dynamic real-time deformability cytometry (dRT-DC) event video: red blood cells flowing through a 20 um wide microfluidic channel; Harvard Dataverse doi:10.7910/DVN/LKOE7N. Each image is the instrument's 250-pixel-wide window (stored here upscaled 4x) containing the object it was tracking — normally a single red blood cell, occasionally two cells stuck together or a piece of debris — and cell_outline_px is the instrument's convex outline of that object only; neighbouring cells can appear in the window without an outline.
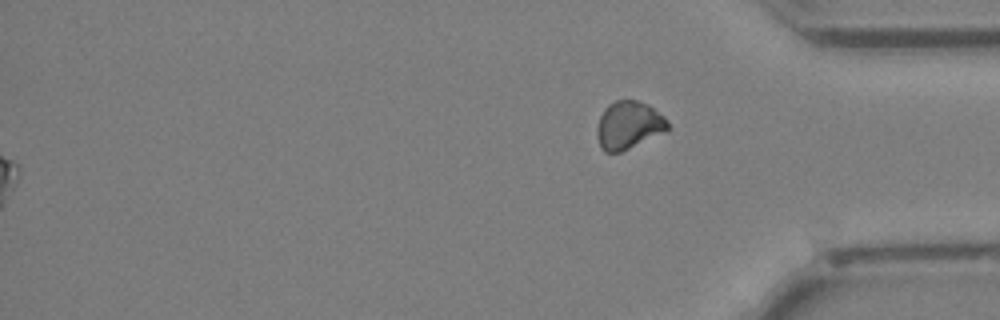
{"species": "Egyptian fruit bat (a non-hibernating species)", "species_latin": "Rousettus aegyptiacus", "temperature_condition": "cold", "stored_images_in_passage": 43, "segment_of_instrument_passage": [2, 2], "camera_frame_rate_fps": 3000, "um_per_image_px": 0.085, "animal": {"sex": "female"}, "frame": {"image": 1, "passage_image": 43, "time_ms": 14.0, "image_size_px": [1000, 320], "cell_outline_px": [[668, 132], [620, 152], [604, 152], [600, 148], [596, 136], [596, 128], [600, 116], [604, 108], [608, 104], [616, 100], [636, 100], [648, 104], [664, 116], [668, 120]], "centroid_in_image_um": [53.43, 10.65], "position_along_channel_um": 381.8, "area_um2": 20.11}}